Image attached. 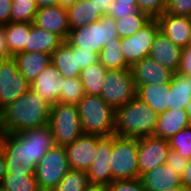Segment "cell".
I'll return each instance as SVG.
<instances>
[{"label":"cell","instance_id":"6da1fadb","mask_svg":"<svg viewBox=\"0 0 191 191\" xmlns=\"http://www.w3.org/2000/svg\"><path fill=\"white\" fill-rule=\"evenodd\" d=\"M54 146L48 125L22 133H6L0 141L7 173L33 174L40 159Z\"/></svg>","mask_w":191,"mask_h":191},{"label":"cell","instance_id":"7a4b0ae2","mask_svg":"<svg viewBox=\"0 0 191 191\" xmlns=\"http://www.w3.org/2000/svg\"><path fill=\"white\" fill-rule=\"evenodd\" d=\"M51 105L29 88L2 109L5 133H22L48 125Z\"/></svg>","mask_w":191,"mask_h":191},{"label":"cell","instance_id":"3957f363","mask_svg":"<svg viewBox=\"0 0 191 191\" xmlns=\"http://www.w3.org/2000/svg\"><path fill=\"white\" fill-rule=\"evenodd\" d=\"M158 115L137 96L115 110V136L140 139L153 136Z\"/></svg>","mask_w":191,"mask_h":191},{"label":"cell","instance_id":"277c9868","mask_svg":"<svg viewBox=\"0 0 191 191\" xmlns=\"http://www.w3.org/2000/svg\"><path fill=\"white\" fill-rule=\"evenodd\" d=\"M84 134L101 137L113 136L115 110L98 95H88L77 104Z\"/></svg>","mask_w":191,"mask_h":191},{"label":"cell","instance_id":"5b68a950","mask_svg":"<svg viewBox=\"0 0 191 191\" xmlns=\"http://www.w3.org/2000/svg\"><path fill=\"white\" fill-rule=\"evenodd\" d=\"M118 38L113 17L103 15L98 21L75 29H70L67 42L72 47L100 54L104 45Z\"/></svg>","mask_w":191,"mask_h":191},{"label":"cell","instance_id":"8992f818","mask_svg":"<svg viewBox=\"0 0 191 191\" xmlns=\"http://www.w3.org/2000/svg\"><path fill=\"white\" fill-rule=\"evenodd\" d=\"M54 145L66 146L84 134L78 107L74 104L57 103L50 107L48 120Z\"/></svg>","mask_w":191,"mask_h":191},{"label":"cell","instance_id":"52a82bcc","mask_svg":"<svg viewBox=\"0 0 191 191\" xmlns=\"http://www.w3.org/2000/svg\"><path fill=\"white\" fill-rule=\"evenodd\" d=\"M138 139L112 136L111 171L114 180L140 178L138 163Z\"/></svg>","mask_w":191,"mask_h":191},{"label":"cell","instance_id":"ba28073f","mask_svg":"<svg viewBox=\"0 0 191 191\" xmlns=\"http://www.w3.org/2000/svg\"><path fill=\"white\" fill-rule=\"evenodd\" d=\"M137 95V86L131 69L108 70L101 98L114 110L122 107Z\"/></svg>","mask_w":191,"mask_h":191},{"label":"cell","instance_id":"9c48e42d","mask_svg":"<svg viewBox=\"0 0 191 191\" xmlns=\"http://www.w3.org/2000/svg\"><path fill=\"white\" fill-rule=\"evenodd\" d=\"M70 170L64 146L54 145L40 159L35 178L41 191H51Z\"/></svg>","mask_w":191,"mask_h":191},{"label":"cell","instance_id":"30bf717a","mask_svg":"<svg viewBox=\"0 0 191 191\" xmlns=\"http://www.w3.org/2000/svg\"><path fill=\"white\" fill-rule=\"evenodd\" d=\"M160 31L156 18H152L145 26L132 36L121 38V50L126 63L132 67L144 57H148L157 33Z\"/></svg>","mask_w":191,"mask_h":191},{"label":"cell","instance_id":"8fae6325","mask_svg":"<svg viewBox=\"0 0 191 191\" xmlns=\"http://www.w3.org/2000/svg\"><path fill=\"white\" fill-rule=\"evenodd\" d=\"M30 88L13 57L0 60V109L14 102Z\"/></svg>","mask_w":191,"mask_h":191},{"label":"cell","instance_id":"7c38bea8","mask_svg":"<svg viewBox=\"0 0 191 191\" xmlns=\"http://www.w3.org/2000/svg\"><path fill=\"white\" fill-rule=\"evenodd\" d=\"M170 146L168 140L156 136L138 139L137 163L140 176L165 164Z\"/></svg>","mask_w":191,"mask_h":191},{"label":"cell","instance_id":"4fadbf2b","mask_svg":"<svg viewBox=\"0 0 191 191\" xmlns=\"http://www.w3.org/2000/svg\"><path fill=\"white\" fill-rule=\"evenodd\" d=\"M101 138L97 135L82 134L71 144L64 146L70 169L86 172L94 161L97 143Z\"/></svg>","mask_w":191,"mask_h":191},{"label":"cell","instance_id":"5bb4252c","mask_svg":"<svg viewBox=\"0 0 191 191\" xmlns=\"http://www.w3.org/2000/svg\"><path fill=\"white\" fill-rule=\"evenodd\" d=\"M112 136L102 137L97 143L96 156L86 171L90 184L108 186L112 182Z\"/></svg>","mask_w":191,"mask_h":191},{"label":"cell","instance_id":"9a60e30c","mask_svg":"<svg viewBox=\"0 0 191 191\" xmlns=\"http://www.w3.org/2000/svg\"><path fill=\"white\" fill-rule=\"evenodd\" d=\"M131 71L136 86L170 84L174 74L149 56L136 62L131 67Z\"/></svg>","mask_w":191,"mask_h":191},{"label":"cell","instance_id":"2e32d148","mask_svg":"<svg viewBox=\"0 0 191 191\" xmlns=\"http://www.w3.org/2000/svg\"><path fill=\"white\" fill-rule=\"evenodd\" d=\"M33 24L48 32L55 33L66 41L70 27L66 8L59 5L38 8Z\"/></svg>","mask_w":191,"mask_h":191},{"label":"cell","instance_id":"e0dca14e","mask_svg":"<svg viewBox=\"0 0 191 191\" xmlns=\"http://www.w3.org/2000/svg\"><path fill=\"white\" fill-rule=\"evenodd\" d=\"M63 79L51 63L31 83L30 88L52 106L58 103Z\"/></svg>","mask_w":191,"mask_h":191},{"label":"cell","instance_id":"ac0fdd59","mask_svg":"<svg viewBox=\"0 0 191 191\" xmlns=\"http://www.w3.org/2000/svg\"><path fill=\"white\" fill-rule=\"evenodd\" d=\"M160 31L166 35L169 40L180 48L188 46L191 18L186 16L171 15L165 12L156 17Z\"/></svg>","mask_w":191,"mask_h":191},{"label":"cell","instance_id":"d6986e66","mask_svg":"<svg viewBox=\"0 0 191 191\" xmlns=\"http://www.w3.org/2000/svg\"><path fill=\"white\" fill-rule=\"evenodd\" d=\"M181 54L182 48L172 43L166 35L159 31L152 44L149 57L173 73H177Z\"/></svg>","mask_w":191,"mask_h":191},{"label":"cell","instance_id":"ffe728a7","mask_svg":"<svg viewBox=\"0 0 191 191\" xmlns=\"http://www.w3.org/2000/svg\"><path fill=\"white\" fill-rule=\"evenodd\" d=\"M146 191H163L182 186V178L176 174L166 163L143 173L140 176Z\"/></svg>","mask_w":191,"mask_h":191},{"label":"cell","instance_id":"44dd1931","mask_svg":"<svg viewBox=\"0 0 191 191\" xmlns=\"http://www.w3.org/2000/svg\"><path fill=\"white\" fill-rule=\"evenodd\" d=\"M190 124L191 120L185 109H179L177 107L167 109L158 115L153 136L168 140Z\"/></svg>","mask_w":191,"mask_h":191},{"label":"cell","instance_id":"7402d4cb","mask_svg":"<svg viewBox=\"0 0 191 191\" xmlns=\"http://www.w3.org/2000/svg\"><path fill=\"white\" fill-rule=\"evenodd\" d=\"M21 75L31 85L46 66L51 64V54L41 52H19L13 56Z\"/></svg>","mask_w":191,"mask_h":191},{"label":"cell","instance_id":"603a6c76","mask_svg":"<svg viewBox=\"0 0 191 191\" xmlns=\"http://www.w3.org/2000/svg\"><path fill=\"white\" fill-rule=\"evenodd\" d=\"M64 40L55 33L48 32L30 23L25 52H41L52 54Z\"/></svg>","mask_w":191,"mask_h":191},{"label":"cell","instance_id":"cb8c5ba5","mask_svg":"<svg viewBox=\"0 0 191 191\" xmlns=\"http://www.w3.org/2000/svg\"><path fill=\"white\" fill-rule=\"evenodd\" d=\"M51 62L63 78H74L81 75L77 53H74V47L65 41L51 54Z\"/></svg>","mask_w":191,"mask_h":191},{"label":"cell","instance_id":"d4e9b609","mask_svg":"<svg viewBox=\"0 0 191 191\" xmlns=\"http://www.w3.org/2000/svg\"><path fill=\"white\" fill-rule=\"evenodd\" d=\"M66 11L70 29L87 26L103 16L91 0H77Z\"/></svg>","mask_w":191,"mask_h":191},{"label":"cell","instance_id":"484cf974","mask_svg":"<svg viewBox=\"0 0 191 191\" xmlns=\"http://www.w3.org/2000/svg\"><path fill=\"white\" fill-rule=\"evenodd\" d=\"M169 90V84L137 86L136 96L159 115L168 109Z\"/></svg>","mask_w":191,"mask_h":191},{"label":"cell","instance_id":"4316f807","mask_svg":"<svg viewBox=\"0 0 191 191\" xmlns=\"http://www.w3.org/2000/svg\"><path fill=\"white\" fill-rule=\"evenodd\" d=\"M169 105L168 109L175 107L185 109L191 100V77L174 73L169 84Z\"/></svg>","mask_w":191,"mask_h":191},{"label":"cell","instance_id":"83f0119b","mask_svg":"<svg viewBox=\"0 0 191 191\" xmlns=\"http://www.w3.org/2000/svg\"><path fill=\"white\" fill-rule=\"evenodd\" d=\"M3 27L6 43L9 48V56L13 57L19 52H25L27 36L30 32V23L9 22Z\"/></svg>","mask_w":191,"mask_h":191},{"label":"cell","instance_id":"f1b7e54d","mask_svg":"<svg viewBox=\"0 0 191 191\" xmlns=\"http://www.w3.org/2000/svg\"><path fill=\"white\" fill-rule=\"evenodd\" d=\"M121 38H116L106 45L100 51L99 62L108 70L131 69L126 63L121 50Z\"/></svg>","mask_w":191,"mask_h":191},{"label":"cell","instance_id":"f546056e","mask_svg":"<svg viewBox=\"0 0 191 191\" xmlns=\"http://www.w3.org/2000/svg\"><path fill=\"white\" fill-rule=\"evenodd\" d=\"M107 71L108 69H106L100 62L81 70L80 79L85 94L100 96Z\"/></svg>","mask_w":191,"mask_h":191},{"label":"cell","instance_id":"4dcf8cb0","mask_svg":"<svg viewBox=\"0 0 191 191\" xmlns=\"http://www.w3.org/2000/svg\"><path fill=\"white\" fill-rule=\"evenodd\" d=\"M3 191H41L35 174L7 173L0 182Z\"/></svg>","mask_w":191,"mask_h":191},{"label":"cell","instance_id":"1f68e13d","mask_svg":"<svg viewBox=\"0 0 191 191\" xmlns=\"http://www.w3.org/2000/svg\"><path fill=\"white\" fill-rule=\"evenodd\" d=\"M152 17L143 11L135 15L126 16V18L116 19V30L119 38H125L134 35L143 26H145Z\"/></svg>","mask_w":191,"mask_h":191},{"label":"cell","instance_id":"d6a6232c","mask_svg":"<svg viewBox=\"0 0 191 191\" xmlns=\"http://www.w3.org/2000/svg\"><path fill=\"white\" fill-rule=\"evenodd\" d=\"M89 185L85 171L70 169L51 191H85Z\"/></svg>","mask_w":191,"mask_h":191},{"label":"cell","instance_id":"836d02e7","mask_svg":"<svg viewBox=\"0 0 191 191\" xmlns=\"http://www.w3.org/2000/svg\"><path fill=\"white\" fill-rule=\"evenodd\" d=\"M85 96L80 77L64 78L58 103L77 105Z\"/></svg>","mask_w":191,"mask_h":191},{"label":"cell","instance_id":"e575fe53","mask_svg":"<svg viewBox=\"0 0 191 191\" xmlns=\"http://www.w3.org/2000/svg\"><path fill=\"white\" fill-rule=\"evenodd\" d=\"M37 10L34 0H12L11 22L33 23Z\"/></svg>","mask_w":191,"mask_h":191},{"label":"cell","instance_id":"d590c367","mask_svg":"<svg viewBox=\"0 0 191 191\" xmlns=\"http://www.w3.org/2000/svg\"><path fill=\"white\" fill-rule=\"evenodd\" d=\"M170 149L175 150L181 157L191 159V124L181 129L168 139Z\"/></svg>","mask_w":191,"mask_h":191},{"label":"cell","instance_id":"8d00e7d4","mask_svg":"<svg viewBox=\"0 0 191 191\" xmlns=\"http://www.w3.org/2000/svg\"><path fill=\"white\" fill-rule=\"evenodd\" d=\"M137 5L140 11L156 18L165 12L167 0H137Z\"/></svg>","mask_w":191,"mask_h":191},{"label":"cell","instance_id":"74e56055","mask_svg":"<svg viewBox=\"0 0 191 191\" xmlns=\"http://www.w3.org/2000/svg\"><path fill=\"white\" fill-rule=\"evenodd\" d=\"M107 188L108 191H146L140 178L114 180Z\"/></svg>","mask_w":191,"mask_h":191},{"label":"cell","instance_id":"f35d334b","mask_svg":"<svg viewBox=\"0 0 191 191\" xmlns=\"http://www.w3.org/2000/svg\"><path fill=\"white\" fill-rule=\"evenodd\" d=\"M165 13L191 18V0H167Z\"/></svg>","mask_w":191,"mask_h":191},{"label":"cell","instance_id":"ab89813d","mask_svg":"<svg viewBox=\"0 0 191 191\" xmlns=\"http://www.w3.org/2000/svg\"><path fill=\"white\" fill-rule=\"evenodd\" d=\"M138 5H129L124 3L112 2L108 12V16L113 17L115 20L126 18V16L135 15L139 12Z\"/></svg>","mask_w":191,"mask_h":191},{"label":"cell","instance_id":"60d3db41","mask_svg":"<svg viewBox=\"0 0 191 191\" xmlns=\"http://www.w3.org/2000/svg\"><path fill=\"white\" fill-rule=\"evenodd\" d=\"M188 159L181 157L175 150L170 149L167 155L166 164L181 177L183 176L185 167L188 165Z\"/></svg>","mask_w":191,"mask_h":191},{"label":"cell","instance_id":"b9f144b4","mask_svg":"<svg viewBox=\"0 0 191 191\" xmlns=\"http://www.w3.org/2000/svg\"><path fill=\"white\" fill-rule=\"evenodd\" d=\"M74 53H77L78 67L81 70L86 69L88 66L99 62L98 53L85 49H79L78 47H74Z\"/></svg>","mask_w":191,"mask_h":191},{"label":"cell","instance_id":"7bdbcfd3","mask_svg":"<svg viewBox=\"0 0 191 191\" xmlns=\"http://www.w3.org/2000/svg\"><path fill=\"white\" fill-rule=\"evenodd\" d=\"M178 72L191 77V47L182 49L180 65Z\"/></svg>","mask_w":191,"mask_h":191},{"label":"cell","instance_id":"ee69618b","mask_svg":"<svg viewBox=\"0 0 191 191\" xmlns=\"http://www.w3.org/2000/svg\"><path fill=\"white\" fill-rule=\"evenodd\" d=\"M12 0H0V25L11 22Z\"/></svg>","mask_w":191,"mask_h":191},{"label":"cell","instance_id":"f6af8a7d","mask_svg":"<svg viewBox=\"0 0 191 191\" xmlns=\"http://www.w3.org/2000/svg\"><path fill=\"white\" fill-rule=\"evenodd\" d=\"M9 56V48L6 43V38L4 34V27L0 25V60L1 59H8Z\"/></svg>","mask_w":191,"mask_h":191},{"label":"cell","instance_id":"bcb514c9","mask_svg":"<svg viewBox=\"0 0 191 191\" xmlns=\"http://www.w3.org/2000/svg\"><path fill=\"white\" fill-rule=\"evenodd\" d=\"M102 15H107L114 0H91Z\"/></svg>","mask_w":191,"mask_h":191},{"label":"cell","instance_id":"7dc6e473","mask_svg":"<svg viewBox=\"0 0 191 191\" xmlns=\"http://www.w3.org/2000/svg\"><path fill=\"white\" fill-rule=\"evenodd\" d=\"M182 178V185L191 191V159L188 161V165L185 167Z\"/></svg>","mask_w":191,"mask_h":191},{"label":"cell","instance_id":"c3c4849f","mask_svg":"<svg viewBox=\"0 0 191 191\" xmlns=\"http://www.w3.org/2000/svg\"><path fill=\"white\" fill-rule=\"evenodd\" d=\"M7 174L6 161L4 154L0 151V182L4 179Z\"/></svg>","mask_w":191,"mask_h":191},{"label":"cell","instance_id":"681fc988","mask_svg":"<svg viewBox=\"0 0 191 191\" xmlns=\"http://www.w3.org/2000/svg\"><path fill=\"white\" fill-rule=\"evenodd\" d=\"M38 8L58 5V0H34Z\"/></svg>","mask_w":191,"mask_h":191},{"label":"cell","instance_id":"f907efd6","mask_svg":"<svg viewBox=\"0 0 191 191\" xmlns=\"http://www.w3.org/2000/svg\"><path fill=\"white\" fill-rule=\"evenodd\" d=\"M85 191H108V188L105 185L90 184Z\"/></svg>","mask_w":191,"mask_h":191},{"label":"cell","instance_id":"816d5d0a","mask_svg":"<svg viewBox=\"0 0 191 191\" xmlns=\"http://www.w3.org/2000/svg\"><path fill=\"white\" fill-rule=\"evenodd\" d=\"M77 0H58V5L63 8H68L73 5Z\"/></svg>","mask_w":191,"mask_h":191},{"label":"cell","instance_id":"f5cc1de1","mask_svg":"<svg viewBox=\"0 0 191 191\" xmlns=\"http://www.w3.org/2000/svg\"><path fill=\"white\" fill-rule=\"evenodd\" d=\"M4 126H3V118H2V110L0 109V141L5 136Z\"/></svg>","mask_w":191,"mask_h":191},{"label":"cell","instance_id":"db71d44e","mask_svg":"<svg viewBox=\"0 0 191 191\" xmlns=\"http://www.w3.org/2000/svg\"><path fill=\"white\" fill-rule=\"evenodd\" d=\"M116 3H124L129 5H137V0H114Z\"/></svg>","mask_w":191,"mask_h":191},{"label":"cell","instance_id":"11a10c76","mask_svg":"<svg viewBox=\"0 0 191 191\" xmlns=\"http://www.w3.org/2000/svg\"><path fill=\"white\" fill-rule=\"evenodd\" d=\"M163 191H188V190L182 185Z\"/></svg>","mask_w":191,"mask_h":191},{"label":"cell","instance_id":"9f6ffc18","mask_svg":"<svg viewBox=\"0 0 191 191\" xmlns=\"http://www.w3.org/2000/svg\"><path fill=\"white\" fill-rule=\"evenodd\" d=\"M187 114L189 115V118L191 120V100L189 101V103L187 104L186 108H185Z\"/></svg>","mask_w":191,"mask_h":191},{"label":"cell","instance_id":"6f0895ef","mask_svg":"<svg viewBox=\"0 0 191 191\" xmlns=\"http://www.w3.org/2000/svg\"><path fill=\"white\" fill-rule=\"evenodd\" d=\"M188 46L191 47V30H190V37H189V43H188Z\"/></svg>","mask_w":191,"mask_h":191}]
</instances>
